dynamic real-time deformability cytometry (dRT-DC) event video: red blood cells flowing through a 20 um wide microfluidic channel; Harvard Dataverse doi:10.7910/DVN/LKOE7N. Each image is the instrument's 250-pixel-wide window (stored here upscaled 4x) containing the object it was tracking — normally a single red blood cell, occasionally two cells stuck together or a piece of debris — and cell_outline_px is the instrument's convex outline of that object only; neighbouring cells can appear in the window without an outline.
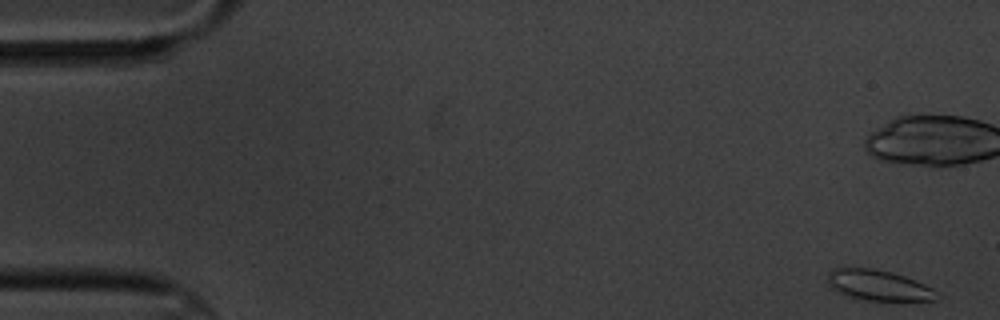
{"species": "common noctule bat (a hibernating species)", "species_latin": "Nyctalus noctula", "temperature_condition": "cold", "stored_images_in_passage": 15, "camera_frame_rate_fps": 3000, "um_per_image_px": 0.085, "animal": {"sex": "male", "body_mass_g": 20.1, "forearm_length_mm": 53.5}, "frame": {"image": 1, "passage_image": 1, "time_ms": 0.0, "image_size_px": [1000, 320], "cell_outline_px": [[940, 296], [936, 300], [900, 304], [868, 300], [836, 292], [828, 284], [828, 272], [836, 268], [872, 268], [892, 272], [916, 280], [940, 292]], "centroid_in_image_um": [74.8, 24.31], "position_along_channel_um": 10.2, "area_um2": 20.29}}
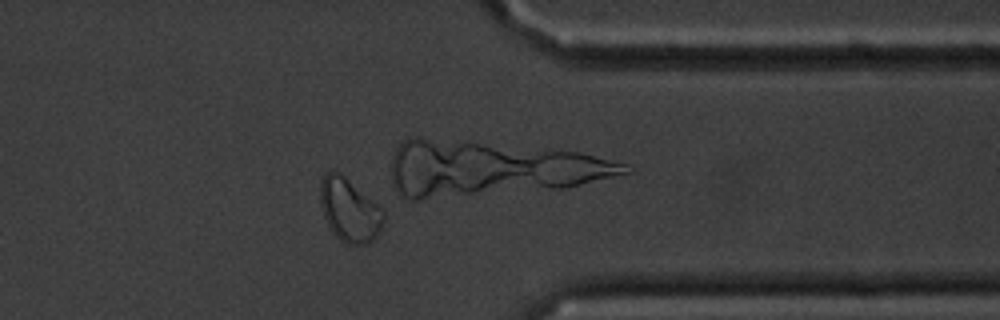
{"frame": {"image": 2, "passage_image": 13, "time_ms": 15.0, "image_size_px": [1000, 320], "cell_outline_px": [[384, 220], [380, 232], [372, 240], [364, 244], [348, 244], [340, 240], [332, 232], [324, 216], [320, 204], [320, 180], [324, 172], [332, 168], [340, 172], [384, 208]], "centroid_in_image_um": [29.7, 17.8], "position_along_channel_um": 381.7, "area_um2": 23.87}, "authors_computed_cell_mechanics": {"area_um2": 17.5134, "velocity_mm_per_s": 3.391, "shape_relaxation_time_tau1_ms": null, "shape_relaxation_time_tau2_ms": 2.0191, "deformation_change_tau1": null, "deformation_change_tau2": 0.043}}